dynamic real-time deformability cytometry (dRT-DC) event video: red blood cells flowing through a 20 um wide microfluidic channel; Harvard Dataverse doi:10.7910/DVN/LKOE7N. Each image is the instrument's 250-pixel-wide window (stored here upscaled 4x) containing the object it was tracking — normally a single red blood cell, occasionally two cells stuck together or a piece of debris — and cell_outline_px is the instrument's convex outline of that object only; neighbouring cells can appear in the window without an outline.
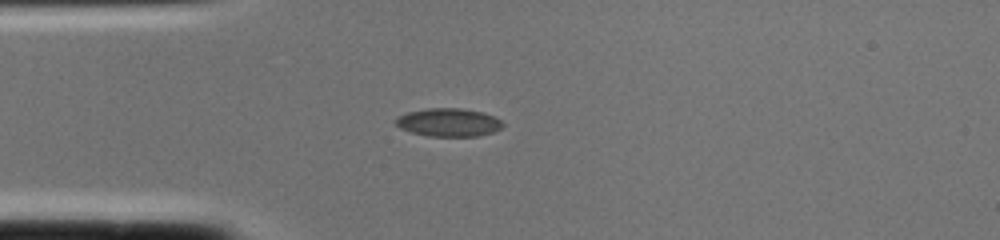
{"species": "common noctule bat (a hibernating species)", "species_latin": "Nyctalus noctula", "temperature_condition": "cold", "stored_images_in_passage": 1, "camera_frame_rate_fps": 3000, "um_per_image_px": 0.085, "animal": {"sex": "female", "body_mass_g": 22.0, "forearm_length_mm": 56.7}, "frame": {"image": 1, "passage_image": 1, "time_ms": 0.0, "image_size_px": [1000, 240], "cell_outline_px": [[504, 124], [500, 128], [492, 132], [480, 136], [428, 136], [412, 132], [400, 128], [396, 124], [396, 116], [408, 112], [428, 108], [460, 108], [484, 112], [500, 120]], "centroid_in_image_um": [38.12, 10.4], "position_along_channel_um": 46.9, "area_um2": 17.51}}